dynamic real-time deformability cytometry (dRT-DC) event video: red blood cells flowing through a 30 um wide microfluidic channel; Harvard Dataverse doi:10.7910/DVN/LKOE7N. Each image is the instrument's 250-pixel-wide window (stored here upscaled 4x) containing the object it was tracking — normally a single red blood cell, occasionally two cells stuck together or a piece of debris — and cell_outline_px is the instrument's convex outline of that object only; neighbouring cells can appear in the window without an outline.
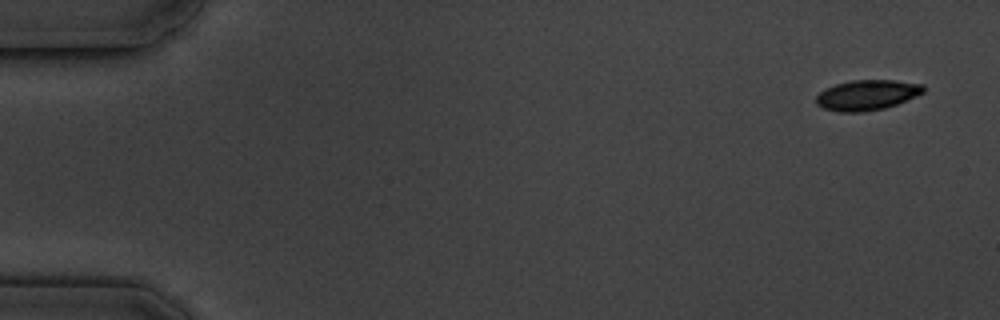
{"species": "common noctule bat (a hibernating species)", "species_latin": "Nyctalus noctula", "temperature_condition": "cold", "stored_images_in_passage": 6, "camera_frame_rate_fps": 3000, "um_per_image_px": 0.085, "animal": {"sex": "male", "body_mass_g": 19.5, "forearm_length_mm": 54.6}, "frame": {"image": 1, "passage_image": 1, "time_ms": 0.0, "image_size_px": [1000, 320], "cell_outline_px": [[924, 92], [916, 96], [896, 104], [884, 108], [864, 112], [840, 112], [824, 108], [816, 104], [816, 96], [820, 92], [836, 84], [852, 80], [892, 80], [924, 84]], "centroid_in_image_um": [73.7, 8.08], "position_along_channel_um": 11.3, "area_um2": 18.79}}
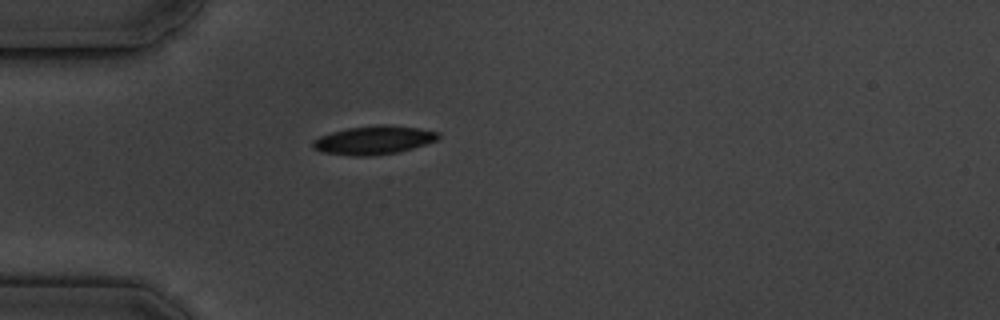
{"frame": {"image": 2, "passage_image": 5, "time_ms": 4.667, "image_size_px": [1000, 320], "cell_outline_px": [[440, 136], [436, 140], [400, 152], [368, 156], [356, 156], [320, 152], [312, 148], [312, 140], [320, 136], [332, 132], [348, 128], [380, 124], [388, 124], [416, 128], [440, 132]], "centroid_in_image_um": [31.74, 11.91], "position_along_channel_um": 53.3, "area_um2": 20.87}}